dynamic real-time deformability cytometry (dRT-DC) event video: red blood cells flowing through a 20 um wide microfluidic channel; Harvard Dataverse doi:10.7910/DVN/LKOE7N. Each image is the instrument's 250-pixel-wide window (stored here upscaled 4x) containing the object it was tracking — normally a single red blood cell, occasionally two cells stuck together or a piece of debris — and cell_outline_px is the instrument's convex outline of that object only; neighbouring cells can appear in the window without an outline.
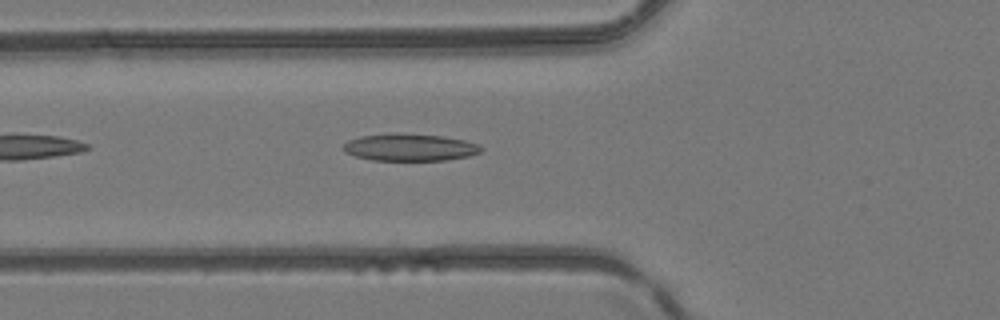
{"species": "common noctule bat (a hibernating species)", "species_latin": "Nyctalus noctula", "temperature_condition": "room temperature", "stored_images_in_passage": 32, "camera_frame_rate_fps": 3000, "um_per_image_px": 0.085, "animal": {"sex": "female", "body_mass_g": 24.6, "forearm_length_mm": 56.2}, "frame": {"image": 1, "passage_image": 2, "time_ms": 0.333, "image_size_px": [1000, 320], "cell_outline_px": [[484, 148], [480, 152], [468, 156], [444, 160], [372, 160], [356, 156], [344, 152], [340, 148], [348, 140], [360, 136], [392, 132], [396, 132], [444, 136], [464, 140], [480, 144]], "centroid_in_image_um": [34.81, 12.5], "position_along_channel_um": 91.0, "area_um2": 22.14}}
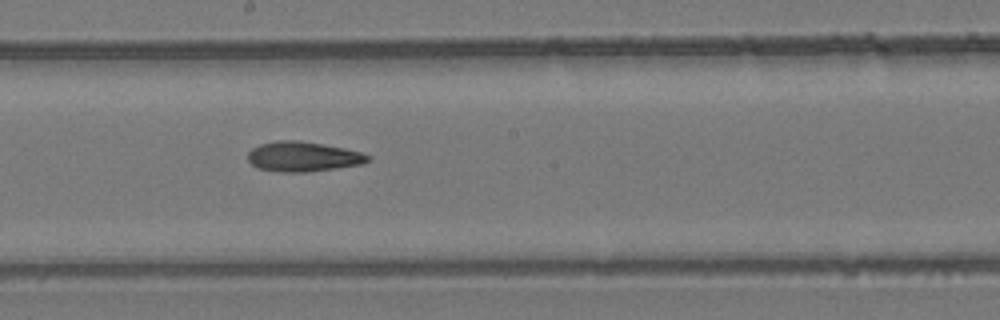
{"frame": {"image": 2, "passage_image": 11, "time_ms": 3.333, "image_size_px": [1000, 320], "cell_outline_px": [[372, 160], [364, 164], [336, 168], [304, 172], [280, 172], [256, 168], [248, 160], [248, 152], [252, 148], [260, 144], [276, 140], [300, 140], [344, 148], [360, 152], [372, 156]], "centroid_in_image_um": [25.77, 13.31], "position_along_channel_um": 222.4, "area_um2": 21.1}}
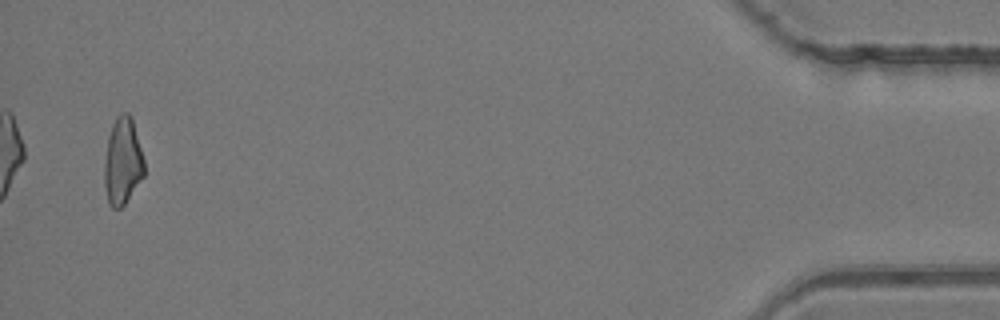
{"frame": {"image": 3, "passage_image": 31, "time_ms": 10.0, "image_size_px": [1000, 320], "cell_outline_px": [[144, 176], [124, 204], [120, 208], [112, 208], [108, 204], [104, 184], [104, 164], [108, 136], [112, 124], [116, 116], [120, 112], [128, 112], [132, 116], [144, 160]], "centroid_in_image_um": [10.42, 13.68], "position_along_channel_um": 424.8, "area_um2": 20.4}}